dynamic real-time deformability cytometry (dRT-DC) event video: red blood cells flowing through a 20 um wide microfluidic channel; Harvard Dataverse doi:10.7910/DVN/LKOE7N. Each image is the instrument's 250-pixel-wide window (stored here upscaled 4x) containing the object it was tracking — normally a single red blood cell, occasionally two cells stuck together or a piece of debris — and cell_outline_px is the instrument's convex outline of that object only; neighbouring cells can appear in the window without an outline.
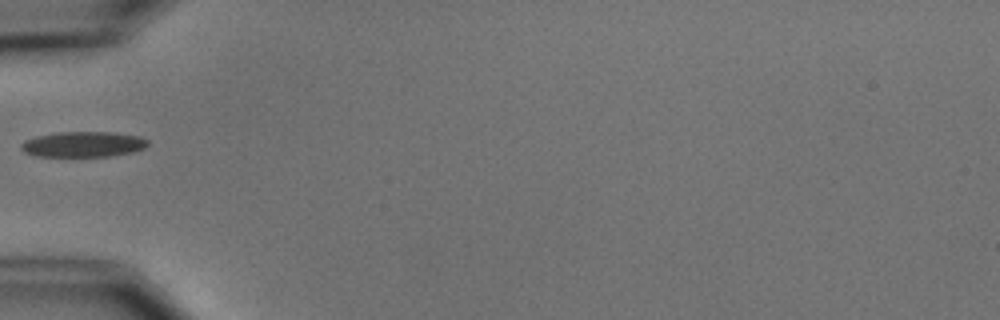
{"species": "common noctule bat (a hibernating species)", "species_latin": "Nyctalus noctula", "temperature_condition": "cold", "stored_images_in_passage": 5, "segment_of_instrument_passage": [2, 2], "camera_frame_rate_fps": 3000, "um_per_image_px": 0.085, "animal": {"sex": "male", "body_mass_g": 15.6}, "frame": {"image": 1, "passage_image": 5, "time_ms": 5.667, "image_size_px": [1000, 320], "cell_outline_px": [[148, 144], [144, 148], [132, 152], [112, 156], [36, 156], [24, 152], [20, 148], [20, 144], [24, 140], [36, 136], [56, 132], [112, 132], [140, 136], [148, 140]], "centroid_in_image_um": [7.05, 12.26], "position_along_channel_um": 77.9, "area_um2": 18.9}}